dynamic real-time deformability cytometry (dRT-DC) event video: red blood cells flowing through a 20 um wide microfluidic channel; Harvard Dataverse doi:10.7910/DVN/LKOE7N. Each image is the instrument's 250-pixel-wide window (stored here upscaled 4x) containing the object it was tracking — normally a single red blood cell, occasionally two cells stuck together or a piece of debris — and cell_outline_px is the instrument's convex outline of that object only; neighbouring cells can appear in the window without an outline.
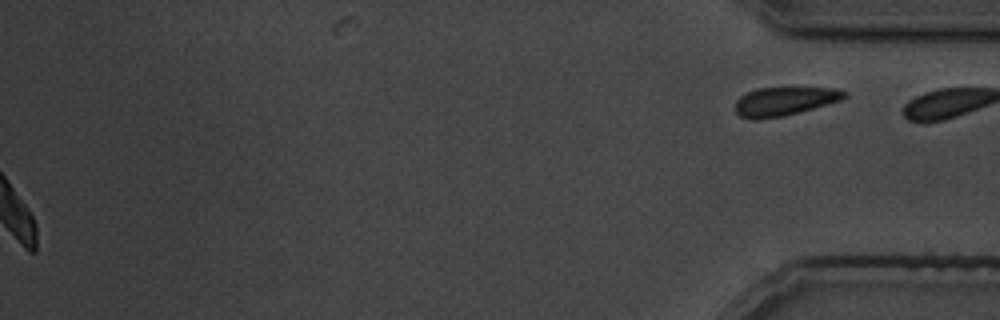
{"species": "common noctule bat (a hibernating species)", "species_latin": "Nyctalus noctula", "temperature_condition": "cold", "stored_images_in_passage": 37, "segment_of_instrument_passage": [2, 2], "camera_frame_rate_fps": 3000, "um_per_image_px": 0.085, "animal": {"sex": "male", "body_mass_g": 19.5, "forearm_length_mm": 54.6}, "frame": {"image": 1, "passage_image": 37, "time_ms": 41.0, "image_size_px": [1000, 320], "cell_outline_px": [[848, 96], [844, 100], [784, 116], [756, 120], [752, 120], [740, 116], [736, 112], [736, 100], [740, 96], [756, 88], [836, 88], [848, 92]], "centroid_in_image_um": [66.72, 8.61], "position_along_channel_um": 368.5, "area_um2": 18.38}}